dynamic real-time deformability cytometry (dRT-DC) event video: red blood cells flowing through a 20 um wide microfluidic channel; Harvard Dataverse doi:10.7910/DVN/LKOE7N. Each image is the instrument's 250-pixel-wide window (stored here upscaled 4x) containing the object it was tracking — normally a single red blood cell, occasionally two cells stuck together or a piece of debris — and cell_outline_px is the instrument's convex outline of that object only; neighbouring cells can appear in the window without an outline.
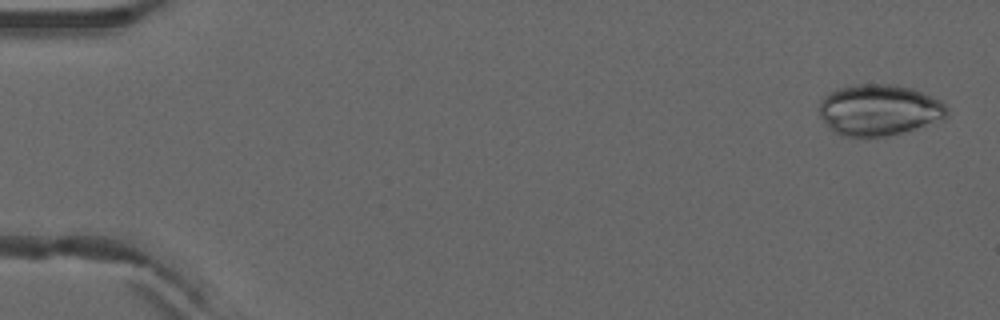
{"species": "common noctule bat (a hibernating species)", "species_latin": "Nyctalus noctula", "temperature_condition": "warm", "stored_images_in_passage": 5, "camera_frame_rate_fps": 3000, "um_per_image_px": 0.085, "animal": {"sex": "male", "forearm_length_mm": 52.5}, "frame": {"image": 1, "passage_image": 1, "time_ms": 0.0, "image_size_px": [1000, 320], "cell_outline_px": [[948, 112], [944, 116], [924, 124], [888, 136], [840, 136], [828, 128], [820, 116], [820, 100], [828, 92], [836, 88], [856, 84], [888, 84], [912, 88], [940, 100], [948, 108]], "centroid_in_image_um": [74.62, 9.32], "position_along_channel_um": 10.4, "area_um2": 37.57}}